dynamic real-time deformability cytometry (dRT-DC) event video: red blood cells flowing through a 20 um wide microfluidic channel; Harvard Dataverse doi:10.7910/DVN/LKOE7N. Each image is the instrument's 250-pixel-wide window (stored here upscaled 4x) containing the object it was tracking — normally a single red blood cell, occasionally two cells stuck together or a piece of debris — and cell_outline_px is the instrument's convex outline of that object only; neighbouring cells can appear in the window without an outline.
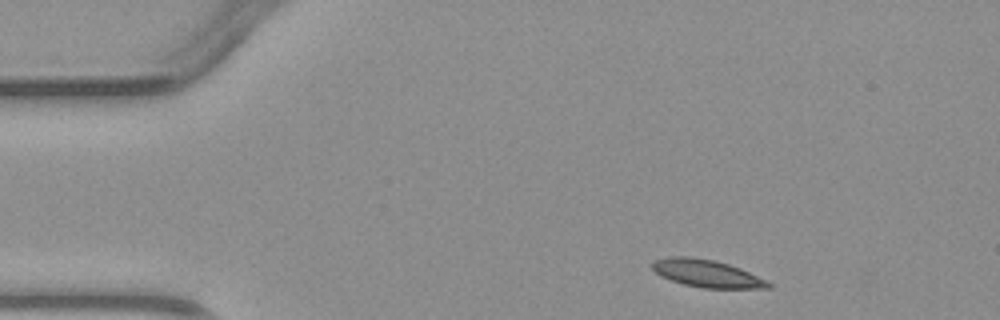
{"species": "common noctule bat (a hibernating species)", "species_latin": "Nyctalus noctula", "temperature_condition": "warm", "stored_images_in_passage": 2, "camera_frame_rate_fps": 3000, "um_per_image_px": 0.085, "animal": {"sex": "male", "body_mass_g": 23.1, "forearm_length_mm": 52.7}, "frame": {"image": 1, "passage_image": 1, "time_ms": 0.0, "image_size_px": [1000, 320], "cell_outline_px": [[772, 288], [704, 288], [684, 284], [660, 276], [652, 268], [652, 260], [668, 256], [692, 256], [712, 260], [728, 264], [740, 268], [772, 284]], "centroid_in_image_um": [60.02, 23.23], "position_along_channel_um": 25.0, "area_um2": 18.44}}